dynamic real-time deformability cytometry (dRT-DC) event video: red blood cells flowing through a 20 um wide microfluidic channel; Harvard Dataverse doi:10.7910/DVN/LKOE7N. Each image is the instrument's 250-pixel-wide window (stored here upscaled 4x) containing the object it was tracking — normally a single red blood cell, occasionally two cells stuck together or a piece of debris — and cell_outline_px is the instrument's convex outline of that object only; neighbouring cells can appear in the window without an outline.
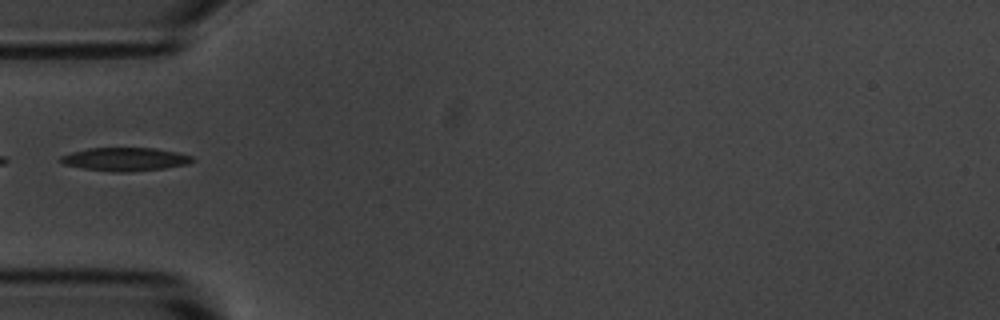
{"species": "common noctule bat (a hibernating species)", "species_latin": "Nyctalus noctula", "temperature_condition": "room temperature", "stored_images_in_passage": 2, "camera_frame_rate_fps": 3000, "um_per_image_px": 0.085, "animal": {"sex": "male", "body_mass_g": 20.1, "forearm_length_mm": 53.5}, "frame": {"image": 1, "passage_image": 2, "time_ms": 1.0, "image_size_px": [1000, 320], "cell_outline_px": [[196, 160], [188, 164], [164, 168], [124, 172], [116, 172], [84, 168], [64, 164], [56, 160], [60, 156], [72, 152], [88, 148], [156, 148], [176, 152], [192, 156]], "centroid_in_image_um": [10.63, 13.53], "position_along_channel_um": 74.4, "area_um2": 17.86}}